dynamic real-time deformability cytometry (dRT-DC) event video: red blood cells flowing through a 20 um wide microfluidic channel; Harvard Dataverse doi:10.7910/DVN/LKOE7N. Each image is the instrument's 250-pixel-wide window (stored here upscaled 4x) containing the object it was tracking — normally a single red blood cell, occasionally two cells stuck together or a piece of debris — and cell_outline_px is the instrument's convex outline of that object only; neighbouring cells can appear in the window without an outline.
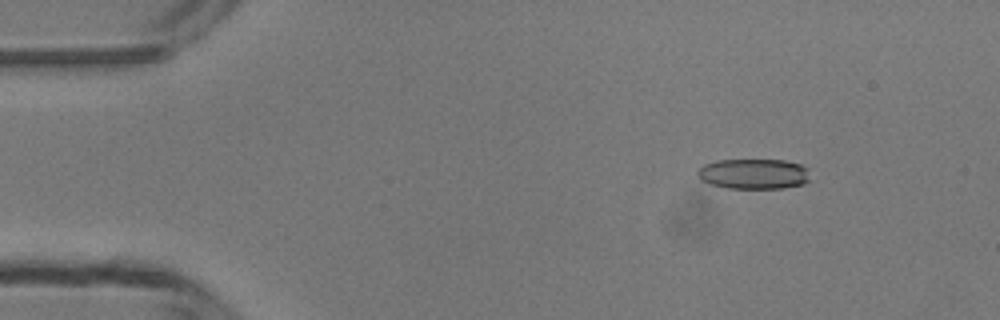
{"species": "common noctule bat (a hibernating species)", "species_latin": "Nyctalus noctula", "temperature_condition": "room temperature", "stored_images_in_passage": 4, "camera_frame_rate_fps": 3000, "um_per_image_px": 0.085, "animal": {"sex": "male", "body_mass_g": 13.3}, "frame": {"image": 1, "passage_image": 2, "time_ms": 1.0, "image_size_px": [1000, 320], "cell_outline_px": [[812, 180], [804, 184], [784, 188], [728, 188], [712, 184], [700, 180], [696, 172], [704, 164], [716, 160], [784, 160], [800, 164], [808, 168]], "centroid_in_image_um": [64.11, 14.78], "position_along_channel_um": 20.9, "area_um2": 20.11}}